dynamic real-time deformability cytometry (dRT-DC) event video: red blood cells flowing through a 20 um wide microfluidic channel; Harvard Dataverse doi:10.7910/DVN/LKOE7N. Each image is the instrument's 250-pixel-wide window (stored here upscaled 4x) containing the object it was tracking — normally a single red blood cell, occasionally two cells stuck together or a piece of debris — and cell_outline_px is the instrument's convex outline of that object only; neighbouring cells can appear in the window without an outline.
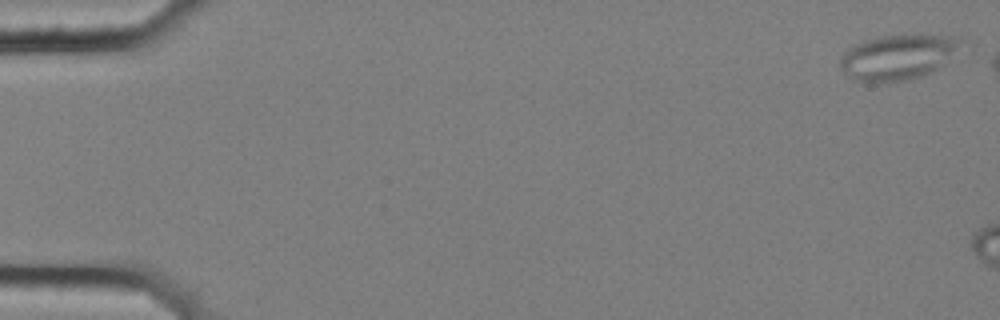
{"species": "common noctule bat (a hibernating species)", "species_latin": "Nyctalus noctula", "temperature_condition": "cold", "stored_images_in_passage": 8, "camera_frame_rate_fps": 3000, "um_per_image_px": 0.085, "animal": {"sex": "female", "body_mass_g": 25.1}, "frame": {"image": 1, "passage_image": 1, "time_ms": 0.0, "image_size_px": [1000, 320], "cell_outline_px": [[960, 40], [944, 64], [932, 72], [908, 80], [888, 84], [864, 84], [852, 80], [840, 68], [840, 56], [848, 48], [864, 40], [880, 36], [960, 36]], "centroid_in_image_um": [76.17, 4.93], "position_along_channel_um": 8.8, "area_um2": 31.73}}